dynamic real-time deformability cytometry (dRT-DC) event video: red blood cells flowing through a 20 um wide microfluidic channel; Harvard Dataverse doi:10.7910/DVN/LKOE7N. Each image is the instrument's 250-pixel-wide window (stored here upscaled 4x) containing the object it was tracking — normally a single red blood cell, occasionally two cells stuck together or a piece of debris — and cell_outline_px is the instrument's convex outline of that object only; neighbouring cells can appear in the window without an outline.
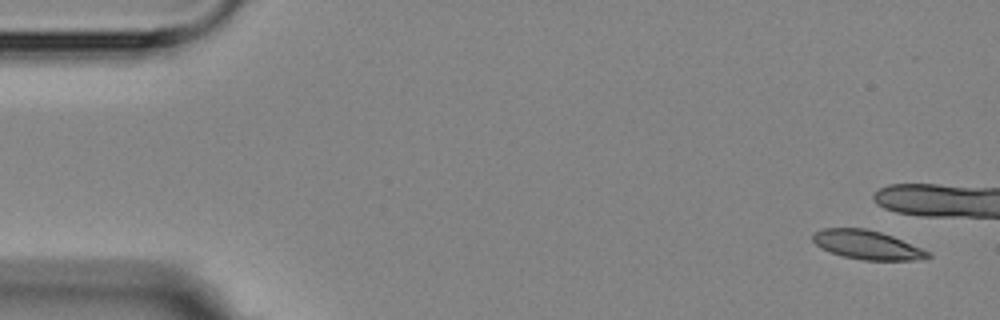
{"species": "Egyptian fruit bat (a non-hibernating species)", "species_latin": "Rousettus aegyptiacus", "temperature_condition": "room temperature", "stored_images_in_passage": 5, "camera_frame_rate_fps": 3000, "um_per_image_px": 0.085, "animal": {"sex": "female"}, "frame": {"image": 1, "passage_image": 1, "time_ms": 0.0, "image_size_px": [1000, 320], "cell_outline_px": [[932, 256], [920, 260], [864, 260], [844, 256], [820, 248], [812, 240], [812, 236], [816, 232], [824, 228], [864, 228], [880, 232], [892, 236], [932, 252]], "centroid_in_image_um": [73.74, 20.82], "position_along_channel_um": 11.3, "area_um2": 19.31}}